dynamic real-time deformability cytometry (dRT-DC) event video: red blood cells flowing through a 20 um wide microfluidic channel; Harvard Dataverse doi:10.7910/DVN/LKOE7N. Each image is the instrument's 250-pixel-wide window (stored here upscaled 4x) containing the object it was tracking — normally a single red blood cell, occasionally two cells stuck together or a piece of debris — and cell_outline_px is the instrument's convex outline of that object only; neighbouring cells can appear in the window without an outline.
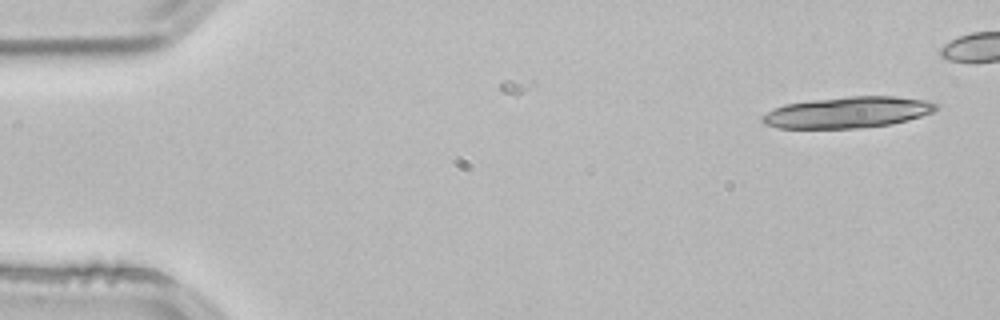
{"species": "common noctule bat (a hibernating species)", "species_latin": "Nyctalus noctula", "temperature_condition": "room temperature", "stored_images_in_passage": 2, "camera_frame_rate_fps": 3000, "um_per_image_px": 0.085, "animal": {"sex": "male", "body_mass_g": 21.5, "forearm_length_mm": 52.0}, "frame": {"image": 1, "passage_image": 2, "time_ms": 0.333, "image_size_px": [1000, 320], "cell_outline_px": [[940, 108], [932, 112], [908, 120], [892, 124], [860, 128], [776, 128], [764, 124], [760, 120], [760, 116], [784, 104], [812, 100], [848, 96], [892, 96], [928, 100], [940, 104]], "centroid_in_image_um": [72.08, 9.55], "position_along_channel_um": 12.9, "area_um2": 31.79}}